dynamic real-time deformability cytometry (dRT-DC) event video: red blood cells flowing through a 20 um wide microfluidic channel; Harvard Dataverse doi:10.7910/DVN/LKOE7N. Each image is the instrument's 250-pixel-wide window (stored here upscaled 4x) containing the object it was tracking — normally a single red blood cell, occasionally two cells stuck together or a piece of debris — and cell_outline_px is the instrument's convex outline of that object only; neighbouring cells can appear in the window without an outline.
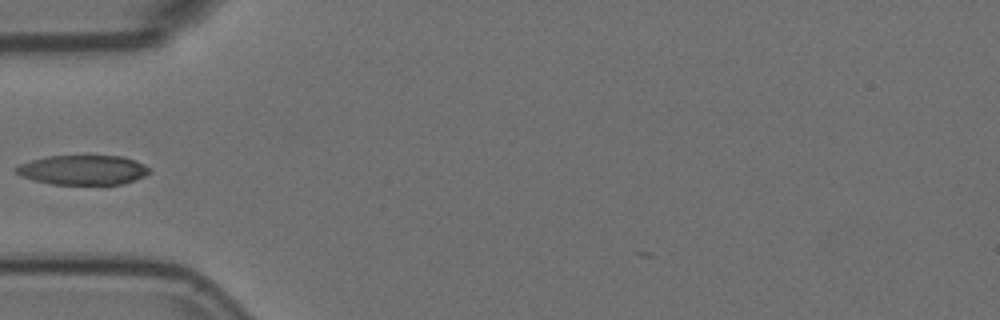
{"species": "Egyptian fruit bat (a non-hibernating species)", "species_latin": "Rousettus aegyptiacus", "temperature_condition": "room temperature", "stored_images_in_passage": 34, "camera_frame_rate_fps": 3000, "um_per_image_px": 0.085, "animal": {"sex": "female"}, "frame": {"image": 1, "passage_image": 2, "time_ms": 0.333, "image_size_px": [1000, 320], "cell_outline_px": [[152, 172], [144, 176], [120, 184], [52, 184], [20, 176], [12, 172], [12, 168], [20, 164], [32, 160], [48, 156], [120, 156], [136, 160], [152, 168]], "centroid_in_image_um": [7.04, 14.44], "position_along_channel_um": 78.0, "area_um2": 23.06}}
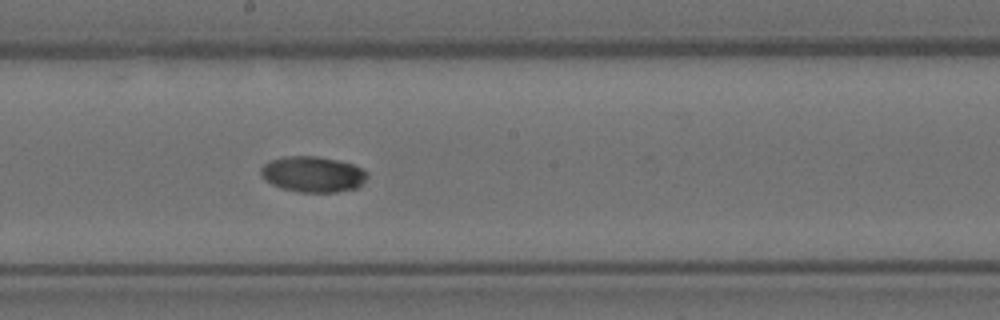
{"frame": {"image": 2, "passage_image": 14, "time_ms": 4.333, "image_size_px": [1000, 320], "cell_outline_px": [[368, 176], [356, 188], [336, 192], [300, 192], [280, 188], [264, 180], [260, 176], [260, 168], [264, 164], [272, 160], [284, 156], [316, 156], [336, 160], [352, 164], [368, 172]], "centroid_in_image_um": [26.55, 14.81], "position_along_channel_um": 221.7, "area_um2": 22.14}}
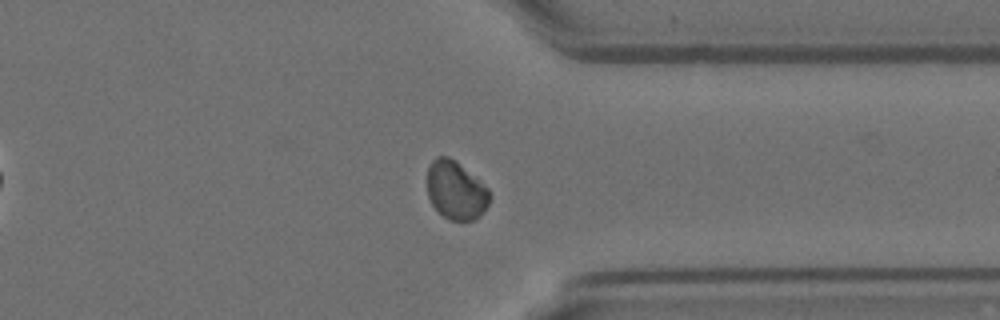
{"frame": {"image": 3, "passage_image": 27, "time_ms": 8.667, "image_size_px": [1000, 320], "cell_outline_px": [[492, 196], [484, 212], [480, 216], [472, 220], [448, 220], [432, 204], [428, 196], [428, 168], [432, 160], [436, 156], [448, 156], [456, 160], [488, 188]], "centroid_in_image_um": [38.77, 16.17], "position_along_channel_um": 372.6, "area_um2": 21.27}}